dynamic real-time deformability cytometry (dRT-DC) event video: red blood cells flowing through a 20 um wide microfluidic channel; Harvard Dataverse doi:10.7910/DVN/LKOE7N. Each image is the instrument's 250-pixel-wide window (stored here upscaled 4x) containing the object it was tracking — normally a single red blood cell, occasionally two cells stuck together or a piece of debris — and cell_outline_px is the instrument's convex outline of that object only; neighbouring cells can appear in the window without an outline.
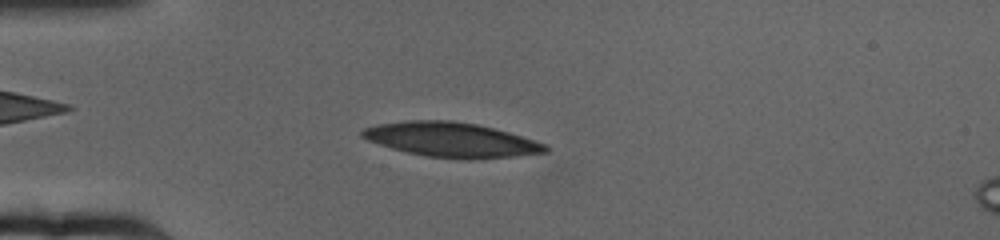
{"species": "human", "species_latin": "Homo sapiens", "temperature_condition": "cold", "stored_images_in_passage": 58, "camera_frame_rate_fps": 3000, "um_per_image_px": 0.085, "donor": {"sex": "female"}, "frame": {"image": 1, "passage_image": 10, "time_ms": 3.0, "image_size_px": [1000, 240], "cell_outline_px": [[548, 152], [516, 156], [472, 160], [468, 160], [424, 156], [392, 148], [368, 140], [360, 136], [360, 132], [364, 128], [376, 124], [408, 120], [452, 120], [476, 124], [508, 132], [548, 144]], "centroid_in_image_um": [38.38, 11.88], "position_along_channel_um": 46.6, "area_um2": 37.11}}
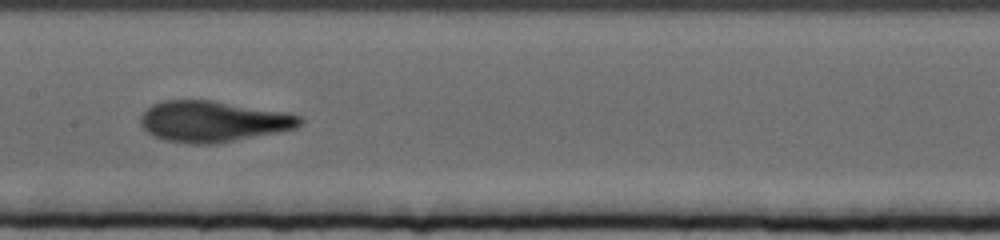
{"frame": {"image": 2, "passage_image": 26, "time_ms": 8.333, "image_size_px": [1000, 240], "cell_outline_px": [[304, 120], [296, 128], [276, 132], [212, 144], [192, 144], [164, 140], [148, 132], [140, 124], [140, 116], [152, 104], [164, 100], [212, 100], [288, 112], [300, 116]], "centroid_in_image_um": [18.1, 10.3], "position_along_channel_um": 189.3, "area_um2": 37.86}}
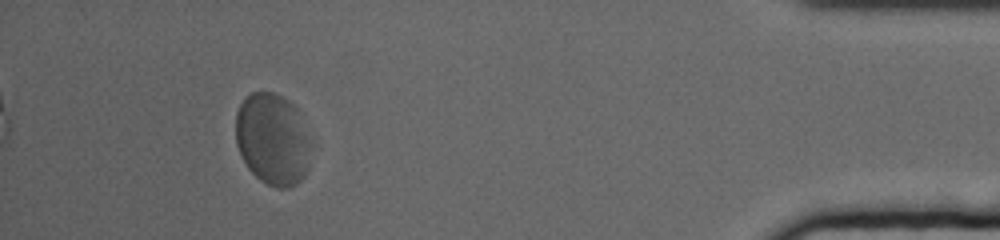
{"frame": {"image": 3, "passage_image": 53, "time_ms": 17.333, "image_size_px": [1000, 240], "cell_outline_px": [[312, 144], [308, 168], [304, 176], [296, 184], [288, 188], [276, 188], [260, 180], [248, 168], [236, 144], [236, 112], [244, 96], [252, 92], [272, 92], [288, 100], [296, 108], [312, 136]], "centroid_in_image_um": [23.21, 11.83], "position_along_channel_um": 412.0, "area_um2": 40.86}, "authors_computed_cell_mechanics": {"area_um2": 37.6856, "velocity_mm_per_s": 3.0744, "shape_relaxation_time_tau1_ms": 4.7352, "shape_relaxation_time_tau2_ms": 1.5153, "deformation_change_tau1": 0.1691, "deformation_change_tau2": 0.0823}}